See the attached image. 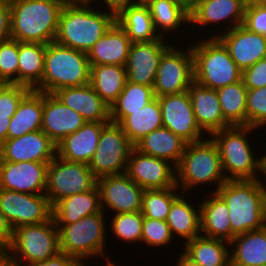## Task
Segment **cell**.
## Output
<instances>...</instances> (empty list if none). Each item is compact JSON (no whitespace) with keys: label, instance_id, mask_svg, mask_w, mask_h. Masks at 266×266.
<instances>
[{"label":"cell","instance_id":"1","mask_svg":"<svg viewBox=\"0 0 266 266\" xmlns=\"http://www.w3.org/2000/svg\"><path fill=\"white\" fill-rule=\"evenodd\" d=\"M93 6V3H65L54 41L88 53L116 22L114 11Z\"/></svg>","mask_w":266,"mask_h":266},{"label":"cell","instance_id":"2","mask_svg":"<svg viewBox=\"0 0 266 266\" xmlns=\"http://www.w3.org/2000/svg\"><path fill=\"white\" fill-rule=\"evenodd\" d=\"M216 193L229 210L232 239L266 226V182L262 179L227 180Z\"/></svg>","mask_w":266,"mask_h":266},{"label":"cell","instance_id":"3","mask_svg":"<svg viewBox=\"0 0 266 266\" xmlns=\"http://www.w3.org/2000/svg\"><path fill=\"white\" fill-rule=\"evenodd\" d=\"M256 130V131H255ZM251 126H229L210 137L216 143L227 180H254L264 177L265 157L254 150L248 135L258 134ZM249 138V139H248ZM262 155V156H261ZM262 176V178H260Z\"/></svg>","mask_w":266,"mask_h":266},{"label":"cell","instance_id":"4","mask_svg":"<svg viewBox=\"0 0 266 266\" xmlns=\"http://www.w3.org/2000/svg\"><path fill=\"white\" fill-rule=\"evenodd\" d=\"M62 0H17L10 2L11 38L19 42L48 44L54 41Z\"/></svg>","mask_w":266,"mask_h":266},{"label":"cell","instance_id":"5","mask_svg":"<svg viewBox=\"0 0 266 266\" xmlns=\"http://www.w3.org/2000/svg\"><path fill=\"white\" fill-rule=\"evenodd\" d=\"M176 169V186L182 193H192L196 187L214 185V191L227 181L218 147L211 137L187 143ZM215 183V184H213ZM191 191V192H190Z\"/></svg>","mask_w":266,"mask_h":266},{"label":"cell","instance_id":"6","mask_svg":"<svg viewBox=\"0 0 266 266\" xmlns=\"http://www.w3.org/2000/svg\"><path fill=\"white\" fill-rule=\"evenodd\" d=\"M91 66L87 53L55 41L46 44L44 73L33 89L53 94L58 89L89 84Z\"/></svg>","mask_w":266,"mask_h":266},{"label":"cell","instance_id":"7","mask_svg":"<svg viewBox=\"0 0 266 266\" xmlns=\"http://www.w3.org/2000/svg\"><path fill=\"white\" fill-rule=\"evenodd\" d=\"M101 212L84 216L72 224H56L59 232L60 252L75 257L83 266L87 259L98 257L110 259L106 255L107 214ZM106 219V220H105Z\"/></svg>","mask_w":266,"mask_h":266},{"label":"cell","instance_id":"8","mask_svg":"<svg viewBox=\"0 0 266 266\" xmlns=\"http://www.w3.org/2000/svg\"><path fill=\"white\" fill-rule=\"evenodd\" d=\"M190 45L193 53L194 81L217 90L242 80V71L217 37H200Z\"/></svg>","mask_w":266,"mask_h":266},{"label":"cell","instance_id":"9","mask_svg":"<svg viewBox=\"0 0 266 266\" xmlns=\"http://www.w3.org/2000/svg\"><path fill=\"white\" fill-rule=\"evenodd\" d=\"M4 252L18 265L47 260L60 252L59 232L53 218L40 224L13 229L10 245Z\"/></svg>","mask_w":266,"mask_h":266},{"label":"cell","instance_id":"10","mask_svg":"<svg viewBox=\"0 0 266 266\" xmlns=\"http://www.w3.org/2000/svg\"><path fill=\"white\" fill-rule=\"evenodd\" d=\"M97 185V178L85 163L56 156L47 167L45 195L53 206L74 194L88 192Z\"/></svg>","mask_w":266,"mask_h":266},{"label":"cell","instance_id":"11","mask_svg":"<svg viewBox=\"0 0 266 266\" xmlns=\"http://www.w3.org/2000/svg\"><path fill=\"white\" fill-rule=\"evenodd\" d=\"M133 148L134 145L121 127L109 122L102 129L96 152L88 166L96 178L126 173L129 155Z\"/></svg>","mask_w":266,"mask_h":266},{"label":"cell","instance_id":"12","mask_svg":"<svg viewBox=\"0 0 266 266\" xmlns=\"http://www.w3.org/2000/svg\"><path fill=\"white\" fill-rule=\"evenodd\" d=\"M182 47L186 50L173 44L162 55L153 86L155 97L185 92L194 81L191 45Z\"/></svg>","mask_w":266,"mask_h":266},{"label":"cell","instance_id":"13","mask_svg":"<svg viewBox=\"0 0 266 266\" xmlns=\"http://www.w3.org/2000/svg\"><path fill=\"white\" fill-rule=\"evenodd\" d=\"M245 7L246 4L242 0H195L189 6V26H192L190 27L192 30L198 26L201 32L202 26L204 29L211 25V31H213V26L216 25L217 29L214 28V30L223 32L215 31L217 34L210 37H217L243 24ZM223 23L225 24L222 27L223 30L218 29V25Z\"/></svg>","mask_w":266,"mask_h":266},{"label":"cell","instance_id":"14","mask_svg":"<svg viewBox=\"0 0 266 266\" xmlns=\"http://www.w3.org/2000/svg\"><path fill=\"white\" fill-rule=\"evenodd\" d=\"M0 208L12 229L40 224L52 218V206L45 194H26L0 188Z\"/></svg>","mask_w":266,"mask_h":266},{"label":"cell","instance_id":"15","mask_svg":"<svg viewBox=\"0 0 266 266\" xmlns=\"http://www.w3.org/2000/svg\"><path fill=\"white\" fill-rule=\"evenodd\" d=\"M158 101L162 111L163 127L171 130L187 143L198 142L207 138L196 121L187 91L158 97Z\"/></svg>","mask_w":266,"mask_h":266},{"label":"cell","instance_id":"16","mask_svg":"<svg viewBox=\"0 0 266 266\" xmlns=\"http://www.w3.org/2000/svg\"><path fill=\"white\" fill-rule=\"evenodd\" d=\"M101 207L105 213H133L141 211L144 189L138 186L126 173L106 175L97 178ZM108 209V210H107Z\"/></svg>","mask_w":266,"mask_h":266},{"label":"cell","instance_id":"17","mask_svg":"<svg viewBox=\"0 0 266 266\" xmlns=\"http://www.w3.org/2000/svg\"><path fill=\"white\" fill-rule=\"evenodd\" d=\"M126 174L144 190L176 186V169L169 161L145 155L135 148L130 152Z\"/></svg>","mask_w":266,"mask_h":266},{"label":"cell","instance_id":"18","mask_svg":"<svg viewBox=\"0 0 266 266\" xmlns=\"http://www.w3.org/2000/svg\"><path fill=\"white\" fill-rule=\"evenodd\" d=\"M170 41L161 37L152 42L132 43L125 65L127 81L153 87L160 59L174 44Z\"/></svg>","mask_w":266,"mask_h":266},{"label":"cell","instance_id":"19","mask_svg":"<svg viewBox=\"0 0 266 266\" xmlns=\"http://www.w3.org/2000/svg\"><path fill=\"white\" fill-rule=\"evenodd\" d=\"M48 164L0 161V188L26 194H45Z\"/></svg>","mask_w":266,"mask_h":266},{"label":"cell","instance_id":"20","mask_svg":"<svg viewBox=\"0 0 266 266\" xmlns=\"http://www.w3.org/2000/svg\"><path fill=\"white\" fill-rule=\"evenodd\" d=\"M55 157L56 144L42 130L6 140L0 145V161L50 163Z\"/></svg>","mask_w":266,"mask_h":266},{"label":"cell","instance_id":"21","mask_svg":"<svg viewBox=\"0 0 266 266\" xmlns=\"http://www.w3.org/2000/svg\"><path fill=\"white\" fill-rule=\"evenodd\" d=\"M217 38L242 72L266 58V36L250 31L243 24L219 34Z\"/></svg>","mask_w":266,"mask_h":266},{"label":"cell","instance_id":"22","mask_svg":"<svg viewBox=\"0 0 266 266\" xmlns=\"http://www.w3.org/2000/svg\"><path fill=\"white\" fill-rule=\"evenodd\" d=\"M85 123L79 113L62 104L54 94L43 93L41 130L56 145Z\"/></svg>","mask_w":266,"mask_h":266},{"label":"cell","instance_id":"23","mask_svg":"<svg viewBox=\"0 0 266 266\" xmlns=\"http://www.w3.org/2000/svg\"><path fill=\"white\" fill-rule=\"evenodd\" d=\"M53 94L62 104L79 113L86 122H110V108L90 84L61 88Z\"/></svg>","mask_w":266,"mask_h":266},{"label":"cell","instance_id":"24","mask_svg":"<svg viewBox=\"0 0 266 266\" xmlns=\"http://www.w3.org/2000/svg\"><path fill=\"white\" fill-rule=\"evenodd\" d=\"M194 116L200 129L211 136L214 132L230 125L224 120L217 91L193 81L188 87Z\"/></svg>","mask_w":266,"mask_h":266},{"label":"cell","instance_id":"25","mask_svg":"<svg viewBox=\"0 0 266 266\" xmlns=\"http://www.w3.org/2000/svg\"><path fill=\"white\" fill-rule=\"evenodd\" d=\"M107 124L86 122L76 132L69 134L56 145V156L88 165L96 152L102 129Z\"/></svg>","mask_w":266,"mask_h":266},{"label":"cell","instance_id":"26","mask_svg":"<svg viewBox=\"0 0 266 266\" xmlns=\"http://www.w3.org/2000/svg\"><path fill=\"white\" fill-rule=\"evenodd\" d=\"M132 42L115 22L87 53L90 65H120L127 63Z\"/></svg>","mask_w":266,"mask_h":266},{"label":"cell","instance_id":"27","mask_svg":"<svg viewBox=\"0 0 266 266\" xmlns=\"http://www.w3.org/2000/svg\"><path fill=\"white\" fill-rule=\"evenodd\" d=\"M186 195L189 196V194L181 193L172 202L166 219L173 238H182L183 245L201 234L200 203L198 206H196V203L195 205L192 204V199H189Z\"/></svg>","mask_w":266,"mask_h":266},{"label":"cell","instance_id":"28","mask_svg":"<svg viewBox=\"0 0 266 266\" xmlns=\"http://www.w3.org/2000/svg\"><path fill=\"white\" fill-rule=\"evenodd\" d=\"M205 195L207 198L198 201L201 207V235L230 242L232 228L228 206L216 192Z\"/></svg>","mask_w":266,"mask_h":266},{"label":"cell","instance_id":"29","mask_svg":"<svg viewBox=\"0 0 266 266\" xmlns=\"http://www.w3.org/2000/svg\"><path fill=\"white\" fill-rule=\"evenodd\" d=\"M186 145L180 136L162 126L143 137L134 148L145 155L165 159L176 167Z\"/></svg>","mask_w":266,"mask_h":266},{"label":"cell","instance_id":"30","mask_svg":"<svg viewBox=\"0 0 266 266\" xmlns=\"http://www.w3.org/2000/svg\"><path fill=\"white\" fill-rule=\"evenodd\" d=\"M102 211L97 185L88 192L74 194L57 201L52 206L55 224H72L84 216Z\"/></svg>","mask_w":266,"mask_h":266},{"label":"cell","instance_id":"31","mask_svg":"<svg viewBox=\"0 0 266 266\" xmlns=\"http://www.w3.org/2000/svg\"><path fill=\"white\" fill-rule=\"evenodd\" d=\"M230 247V266L266 265V226L235 236Z\"/></svg>","mask_w":266,"mask_h":266},{"label":"cell","instance_id":"32","mask_svg":"<svg viewBox=\"0 0 266 266\" xmlns=\"http://www.w3.org/2000/svg\"><path fill=\"white\" fill-rule=\"evenodd\" d=\"M116 22L132 43L152 42L161 37L156 32L147 5L129 4L116 13Z\"/></svg>","mask_w":266,"mask_h":266},{"label":"cell","instance_id":"33","mask_svg":"<svg viewBox=\"0 0 266 266\" xmlns=\"http://www.w3.org/2000/svg\"><path fill=\"white\" fill-rule=\"evenodd\" d=\"M156 32L168 39L181 26L189 28V7L180 0H152L147 4ZM187 24V26H186ZM175 31V32H174Z\"/></svg>","mask_w":266,"mask_h":266},{"label":"cell","instance_id":"34","mask_svg":"<svg viewBox=\"0 0 266 266\" xmlns=\"http://www.w3.org/2000/svg\"><path fill=\"white\" fill-rule=\"evenodd\" d=\"M43 112V92L30 90L19 102L11 117L7 140L41 130Z\"/></svg>","mask_w":266,"mask_h":266},{"label":"cell","instance_id":"35","mask_svg":"<svg viewBox=\"0 0 266 266\" xmlns=\"http://www.w3.org/2000/svg\"><path fill=\"white\" fill-rule=\"evenodd\" d=\"M182 251L202 266H230V242L199 235L183 245Z\"/></svg>","mask_w":266,"mask_h":266},{"label":"cell","instance_id":"36","mask_svg":"<svg viewBox=\"0 0 266 266\" xmlns=\"http://www.w3.org/2000/svg\"><path fill=\"white\" fill-rule=\"evenodd\" d=\"M90 81L92 89L110 108L122 92L126 78V68L120 65H90Z\"/></svg>","mask_w":266,"mask_h":266},{"label":"cell","instance_id":"37","mask_svg":"<svg viewBox=\"0 0 266 266\" xmlns=\"http://www.w3.org/2000/svg\"><path fill=\"white\" fill-rule=\"evenodd\" d=\"M118 125L133 145L150 132L162 127V111L158 98L155 97L142 109L124 117Z\"/></svg>","mask_w":266,"mask_h":266},{"label":"cell","instance_id":"38","mask_svg":"<svg viewBox=\"0 0 266 266\" xmlns=\"http://www.w3.org/2000/svg\"><path fill=\"white\" fill-rule=\"evenodd\" d=\"M46 44L18 41V85L33 90L44 73Z\"/></svg>","mask_w":266,"mask_h":266},{"label":"cell","instance_id":"39","mask_svg":"<svg viewBox=\"0 0 266 266\" xmlns=\"http://www.w3.org/2000/svg\"><path fill=\"white\" fill-rule=\"evenodd\" d=\"M154 98L153 87L126 81L122 92L110 107V122L118 124L124 117L142 109Z\"/></svg>","mask_w":266,"mask_h":266},{"label":"cell","instance_id":"40","mask_svg":"<svg viewBox=\"0 0 266 266\" xmlns=\"http://www.w3.org/2000/svg\"><path fill=\"white\" fill-rule=\"evenodd\" d=\"M224 120L230 126L246 125V102L248 89L243 80L216 90Z\"/></svg>","mask_w":266,"mask_h":266},{"label":"cell","instance_id":"41","mask_svg":"<svg viewBox=\"0 0 266 266\" xmlns=\"http://www.w3.org/2000/svg\"><path fill=\"white\" fill-rule=\"evenodd\" d=\"M181 193L178 187L144 190L141 202L142 215L147 218L166 221L172 202Z\"/></svg>","mask_w":266,"mask_h":266},{"label":"cell","instance_id":"42","mask_svg":"<svg viewBox=\"0 0 266 266\" xmlns=\"http://www.w3.org/2000/svg\"><path fill=\"white\" fill-rule=\"evenodd\" d=\"M113 216V217H112ZM109 229L112 230L114 237L120 239L123 243H138L141 244L142 239V226L144 216L141 211L133 213H118L112 214Z\"/></svg>","mask_w":266,"mask_h":266},{"label":"cell","instance_id":"43","mask_svg":"<svg viewBox=\"0 0 266 266\" xmlns=\"http://www.w3.org/2000/svg\"><path fill=\"white\" fill-rule=\"evenodd\" d=\"M174 240L166 221L144 217L141 239V242L145 243L144 245L154 248L164 246L168 248L174 243Z\"/></svg>","mask_w":266,"mask_h":266},{"label":"cell","instance_id":"44","mask_svg":"<svg viewBox=\"0 0 266 266\" xmlns=\"http://www.w3.org/2000/svg\"><path fill=\"white\" fill-rule=\"evenodd\" d=\"M246 126L255 129L266 127V86L247 92Z\"/></svg>","mask_w":266,"mask_h":266},{"label":"cell","instance_id":"45","mask_svg":"<svg viewBox=\"0 0 266 266\" xmlns=\"http://www.w3.org/2000/svg\"><path fill=\"white\" fill-rule=\"evenodd\" d=\"M0 80L18 85V41L0 43Z\"/></svg>","mask_w":266,"mask_h":266},{"label":"cell","instance_id":"46","mask_svg":"<svg viewBox=\"0 0 266 266\" xmlns=\"http://www.w3.org/2000/svg\"><path fill=\"white\" fill-rule=\"evenodd\" d=\"M31 89L24 85L11 84L0 96V117L11 118L21 99Z\"/></svg>","mask_w":266,"mask_h":266},{"label":"cell","instance_id":"47","mask_svg":"<svg viewBox=\"0 0 266 266\" xmlns=\"http://www.w3.org/2000/svg\"><path fill=\"white\" fill-rule=\"evenodd\" d=\"M243 25L252 32L266 36V6L247 5Z\"/></svg>","mask_w":266,"mask_h":266},{"label":"cell","instance_id":"48","mask_svg":"<svg viewBox=\"0 0 266 266\" xmlns=\"http://www.w3.org/2000/svg\"><path fill=\"white\" fill-rule=\"evenodd\" d=\"M242 80L248 90L266 86V58L260 59L254 65L242 72Z\"/></svg>","mask_w":266,"mask_h":266},{"label":"cell","instance_id":"49","mask_svg":"<svg viewBox=\"0 0 266 266\" xmlns=\"http://www.w3.org/2000/svg\"><path fill=\"white\" fill-rule=\"evenodd\" d=\"M25 266H83L75 257L59 252L57 255L44 261L34 262Z\"/></svg>","mask_w":266,"mask_h":266},{"label":"cell","instance_id":"50","mask_svg":"<svg viewBox=\"0 0 266 266\" xmlns=\"http://www.w3.org/2000/svg\"><path fill=\"white\" fill-rule=\"evenodd\" d=\"M11 9L9 3L0 0V43L11 38L10 34Z\"/></svg>","mask_w":266,"mask_h":266},{"label":"cell","instance_id":"51","mask_svg":"<svg viewBox=\"0 0 266 266\" xmlns=\"http://www.w3.org/2000/svg\"><path fill=\"white\" fill-rule=\"evenodd\" d=\"M12 237L13 229L0 208V252H4L10 245Z\"/></svg>","mask_w":266,"mask_h":266},{"label":"cell","instance_id":"52","mask_svg":"<svg viewBox=\"0 0 266 266\" xmlns=\"http://www.w3.org/2000/svg\"><path fill=\"white\" fill-rule=\"evenodd\" d=\"M100 2L98 3V0L92 1L94 5L96 4H99V6L102 5V7L104 6L103 7L104 9L114 11L115 13H117L122 7L127 6L129 4H133V0H102Z\"/></svg>","mask_w":266,"mask_h":266},{"label":"cell","instance_id":"53","mask_svg":"<svg viewBox=\"0 0 266 266\" xmlns=\"http://www.w3.org/2000/svg\"><path fill=\"white\" fill-rule=\"evenodd\" d=\"M11 118L0 117V145L7 140V131Z\"/></svg>","mask_w":266,"mask_h":266},{"label":"cell","instance_id":"54","mask_svg":"<svg viewBox=\"0 0 266 266\" xmlns=\"http://www.w3.org/2000/svg\"><path fill=\"white\" fill-rule=\"evenodd\" d=\"M178 259V260H177ZM176 259V266H202L196 262H194L189 256H187L184 252L181 251L180 256Z\"/></svg>","mask_w":266,"mask_h":266},{"label":"cell","instance_id":"55","mask_svg":"<svg viewBox=\"0 0 266 266\" xmlns=\"http://www.w3.org/2000/svg\"><path fill=\"white\" fill-rule=\"evenodd\" d=\"M0 266H18L5 252H0Z\"/></svg>","mask_w":266,"mask_h":266},{"label":"cell","instance_id":"56","mask_svg":"<svg viewBox=\"0 0 266 266\" xmlns=\"http://www.w3.org/2000/svg\"><path fill=\"white\" fill-rule=\"evenodd\" d=\"M247 5L266 6V0H247Z\"/></svg>","mask_w":266,"mask_h":266},{"label":"cell","instance_id":"57","mask_svg":"<svg viewBox=\"0 0 266 266\" xmlns=\"http://www.w3.org/2000/svg\"><path fill=\"white\" fill-rule=\"evenodd\" d=\"M11 85V83L0 80V96Z\"/></svg>","mask_w":266,"mask_h":266},{"label":"cell","instance_id":"58","mask_svg":"<svg viewBox=\"0 0 266 266\" xmlns=\"http://www.w3.org/2000/svg\"><path fill=\"white\" fill-rule=\"evenodd\" d=\"M65 3H92L93 0H62Z\"/></svg>","mask_w":266,"mask_h":266},{"label":"cell","instance_id":"59","mask_svg":"<svg viewBox=\"0 0 266 266\" xmlns=\"http://www.w3.org/2000/svg\"><path fill=\"white\" fill-rule=\"evenodd\" d=\"M152 0H133V4H143L147 5Z\"/></svg>","mask_w":266,"mask_h":266},{"label":"cell","instance_id":"60","mask_svg":"<svg viewBox=\"0 0 266 266\" xmlns=\"http://www.w3.org/2000/svg\"><path fill=\"white\" fill-rule=\"evenodd\" d=\"M106 261L107 263L106 264L104 263L103 266H119V264L117 265L115 262H112L109 259H106Z\"/></svg>","mask_w":266,"mask_h":266},{"label":"cell","instance_id":"61","mask_svg":"<svg viewBox=\"0 0 266 266\" xmlns=\"http://www.w3.org/2000/svg\"><path fill=\"white\" fill-rule=\"evenodd\" d=\"M184 2L188 7L195 1V0H180Z\"/></svg>","mask_w":266,"mask_h":266},{"label":"cell","instance_id":"62","mask_svg":"<svg viewBox=\"0 0 266 266\" xmlns=\"http://www.w3.org/2000/svg\"><path fill=\"white\" fill-rule=\"evenodd\" d=\"M264 157H265V165H264V179L266 182V153L264 152Z\"/></svg>","mask_w":266,"mask_h":266},{"label":"cell","instance_id":"63","mask_svg":"<svg viewBox=\"0 0 266 266\" xmlns=\"http://www.w3.org/2000/svg\"><path fill=\"white\" fill-rule=\"evenodd\" d=\"M4 1H6V2L10 3V2L17 1V0H4Z\"/></svg>","mask_w":266,"mask_h":266},{"label":"cell","instance_id":"64","mask_svg":"<svg viewBox=\"0 0 266 266\" xmlns=\"http://www.w3.org/2000/svg\"><path fill=\"white\" fill-rule=\"evenodd\" d=\"M245 4H246V6H247V0H242Z\"/></svg>","mask_w":266,"mask_h":266}]
</instances>
